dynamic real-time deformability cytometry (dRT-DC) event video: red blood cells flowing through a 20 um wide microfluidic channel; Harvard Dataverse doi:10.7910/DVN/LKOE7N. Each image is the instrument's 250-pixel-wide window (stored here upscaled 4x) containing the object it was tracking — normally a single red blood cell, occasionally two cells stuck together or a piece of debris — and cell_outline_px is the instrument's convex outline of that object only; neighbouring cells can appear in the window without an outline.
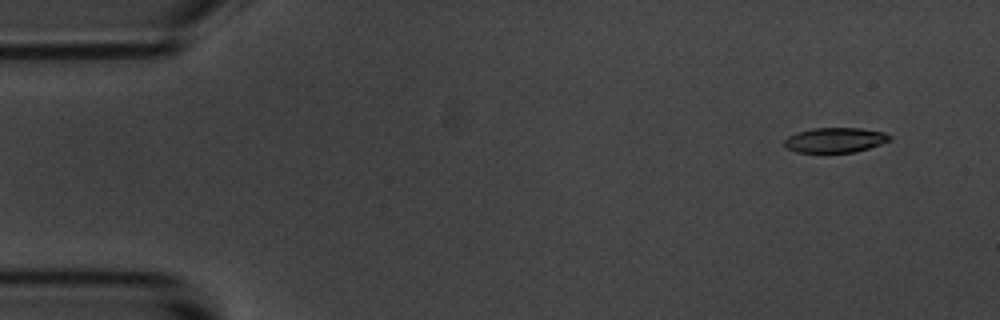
{"species": "common noctule bat (a hibernating species)", "species_latin": "Nyctalus noctula", "temperature_condition": "room temperature", "stored_images_in_passage": 10, "camera_frame_rate_fps": 3000, "um_per_image_px": 0.085, "animal": {"sex": "male", "body_mass_g": 20.1, "forearm_length_mm": 53.5}, "frame": {"image": 1, "passage_image": 1, "time_ms": 0.0, "image_size_px": [1000, 320], "cell_outline_px": [[892, 140], [868, 148], [852, 152], [796, 152], [788, 148], [784, 144], [784, 140], [788, 136], [796, 132], [812, 128], [860, 128], [884, 132], [892, 136]], "centroid_in_image_um": [70.99, 11.89], "position_along_channel_um": 14.0, "area_um2": 15.26}}
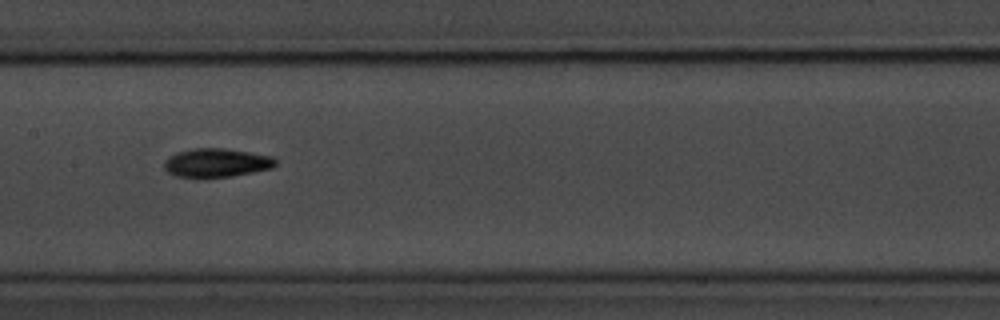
{"frame": {"image": 2, "passage_image": 8, "time_ms": 8.0, "image_size_px": [1000, 320], "cell_outline_px": [[276, 164], [272, 168], [232, 176], [204, 180], [196, 180], [176, 176], [168, 172], [164, 168], [164, 160], [176, 152], [192, 148], [224, 148], [272, 156], [276, 160]], "centroid_in_image_um": [18.33, 13.87], "position_along_channel_um": 189.1, "area_um2": 19.25}}
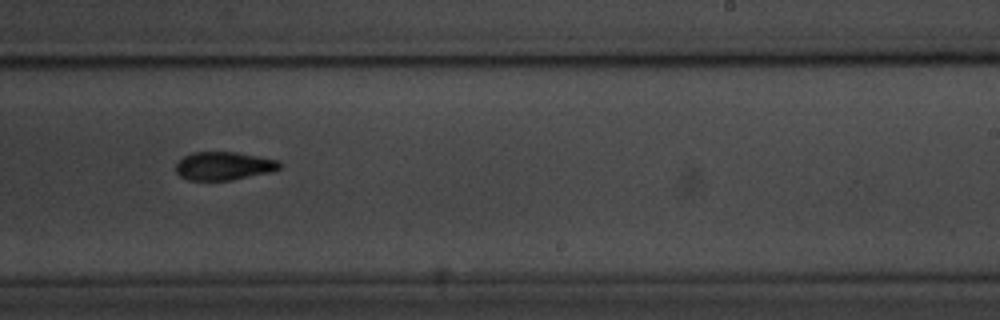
{"frame": {"image": 3, "passage_image": 10, "time_ms": 10.333, "image_size_px": [1000, 320], "cell_outline_px": [[280, 168], [272, 172], [232, 180], [188, 180], [180, 176], [176, 172], [176, 164], [184, 156], [192, 152], [236, 152], [280, 160]], "centroid_in_image_um": [19.04, 14.1], "position_along_channel_um": 270.0, "area_um2": 17.17}}